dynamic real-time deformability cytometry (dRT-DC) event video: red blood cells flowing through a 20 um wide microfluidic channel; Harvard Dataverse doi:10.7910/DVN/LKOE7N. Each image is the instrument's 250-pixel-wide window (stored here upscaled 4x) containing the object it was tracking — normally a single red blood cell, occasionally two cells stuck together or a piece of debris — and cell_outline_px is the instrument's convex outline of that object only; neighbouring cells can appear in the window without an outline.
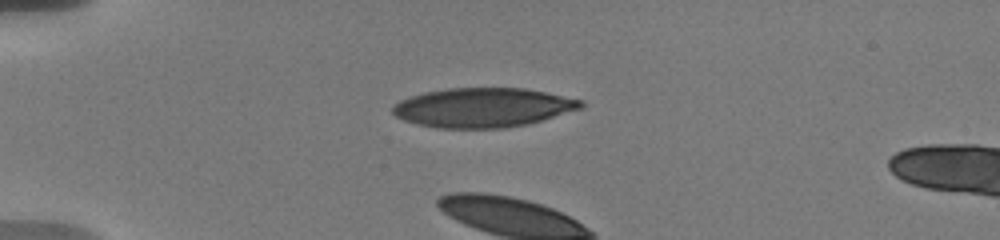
{"species": "human", "species_latin": "Homo sapiens", "temperature_condition": "warm", "stored_images_in_passage": 33, "camera_frame_rate_fps": 3000, "um_per_image_px": 0.085, "donor": {"sex": "male"}, "frame": {"image": 1, "passage_image": 1, "time_ms": 0.0, "image_size_px": [1000, 240], "cell_outline_px": [[584, 108], [528, 124], [504, 128], [440, 128], [416, 124], [404, 120], [396, 116], [392, 112], [392, 108], [400, 100], [424, 92], [448, 88], [524, 88], [584, 100]], "centroid_in_image_um": [41.08, 9.14], "position_along_channel_um": 43.9, "area_um2": 43.18}}
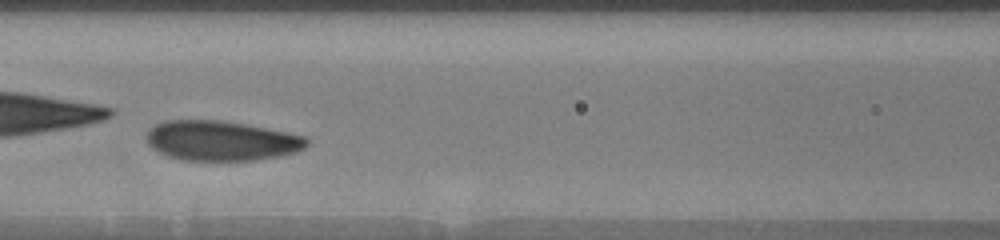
{"frame": {"image": 2, "passage_image": 9, "time_ms": 4.333, "image_size_px": [1000, 240], "cell_outline_px": [[308, 144], [304, 148], [296, 152], [280, 156], [252, 160], [180, 160], [168, 156], [152, 148], [148, 144], [148, 132], [156, 124], [164, 120], [216, 120], [244, 124], [288, 132], [304, 136], [308, 140]], "centroid_in_image_um": [18.82, 11.96], "position_along_channel_um": 147.8, "area_um2": 36.99}}
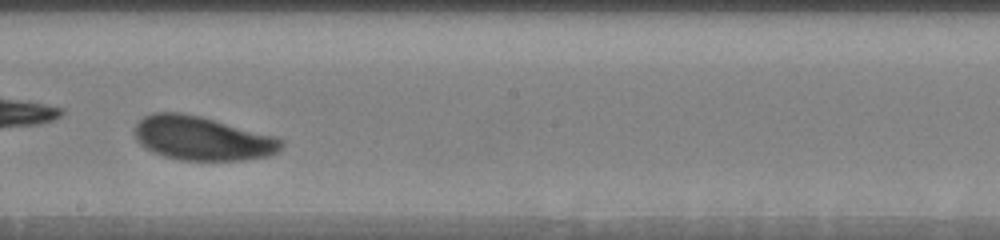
{"frame": {"image": 3, "passage_image": 13, "time_ms": 6.667, "image_size_px": [1000, 240], "cell_outline_px": [[284, 144], [280, 152], [268, 156], [244, 160], [180, 160], [164, 156], [152, 152], [140, 144], [136, 140], [132, 132], [136, 124], [144, 116], [152, 112], [180, 112], [200, 116], [276, 136], [284, 140]], "centroid_in_image_um": [17.18, 11.76], "position_along_channel_um": 231.0, "area_um2": 37.97}, "authors_computed_cell_mechanics": {"area_um2": 37.3966, "velocity_mm_per_s": 3.5719, "shape_relaxation_time_tau1_ms": 1.917, "shape_relaxation_time_tau2_ms": 5.0001, "deformation_change_tau1": 0.0926, "deformation_change_tau2": 0.1264}}